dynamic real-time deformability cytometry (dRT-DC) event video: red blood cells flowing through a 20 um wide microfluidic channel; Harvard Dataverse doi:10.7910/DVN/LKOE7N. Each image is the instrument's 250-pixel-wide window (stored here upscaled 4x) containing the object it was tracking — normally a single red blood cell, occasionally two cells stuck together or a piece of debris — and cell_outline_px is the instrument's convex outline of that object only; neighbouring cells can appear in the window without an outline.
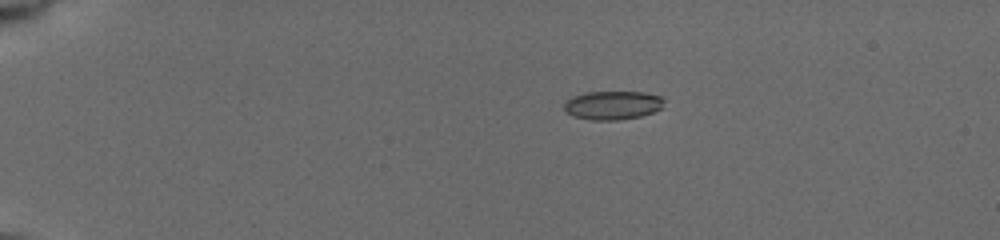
{"species": "common noctule bat (a hibernating species)", "species_latin": "Nyctalus noctula", "temperature_condition": "cold", "stored_images_in_passage": 42, "camera_frame_rate_fps": 3000, "um_per_image_px": 0.085, "animal": {"sex": "female", "body_mass_g": 19.5, "forearm_length_mm": 54.1}, "frame": {"image": 1, "passage_image": 7, "time_ms": 4.0, "image_size_px": [1000, 240], "cell_outline_px": [[664, 100], [660, 108], [652, 112], [640, 116], [620, 120], [592, 120], [572, 116], [564, 108], [564, 100], [572, 96], [584, 92], [644, 92], [664, 96]], "centroid_in_image_um": [52.05, 8.93], "position_along_channel_um": 32.9, "area_um2": 16.82}}
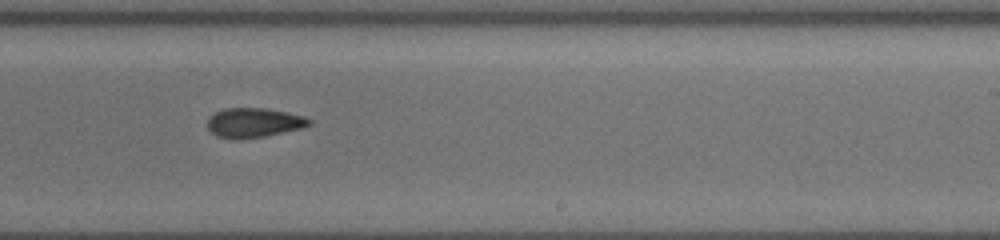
{"frame": {"image": 2, "passage_image": 20, "time_ms": 12.0, "image_size_px": [1000, 240], "cell_outline_px": [[312, 124], [304, 128], [264, 136], [236, 140], [216, 136], [208, 128], [208, 116], [224, 108], [264, 108], [288, 112], [304, 116], [312, 120]], "centroid_in_image_um": [21.59, 10.43], "position_along_channel_um": 267.4, "area_um2": 17.69}}
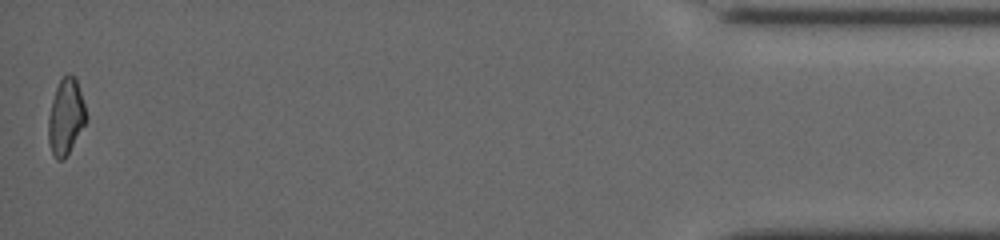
{"frame": {"image": 3, "passage_image": 42, "time_ms": 18.0, "image_size_px": [1000, 240], "cell_outline_px": [[88, 120], [64, 160], [56, 160], [52, 152], [48, 140], [48, 116], [52, 100], [56, 88], [60, 80], [68, 72], [76, 76], [88, 116]], "centroid_in_image_um": [5.61, 9.91], "position_along_channel_um": 429.6, "area_um2": 16.99}, "authors_computed_cell_mechanics": {"area_um2": 17.1377, "velocity_mm_per_s": 3.9582, "shape_relaxation_time_tau1_ms": 7.6549, "shape_relaxation_time_tau2_ms": 4.5574, "deformation_change_tau1": 0.1865, "deformation_change_tau2": 0.0973}}